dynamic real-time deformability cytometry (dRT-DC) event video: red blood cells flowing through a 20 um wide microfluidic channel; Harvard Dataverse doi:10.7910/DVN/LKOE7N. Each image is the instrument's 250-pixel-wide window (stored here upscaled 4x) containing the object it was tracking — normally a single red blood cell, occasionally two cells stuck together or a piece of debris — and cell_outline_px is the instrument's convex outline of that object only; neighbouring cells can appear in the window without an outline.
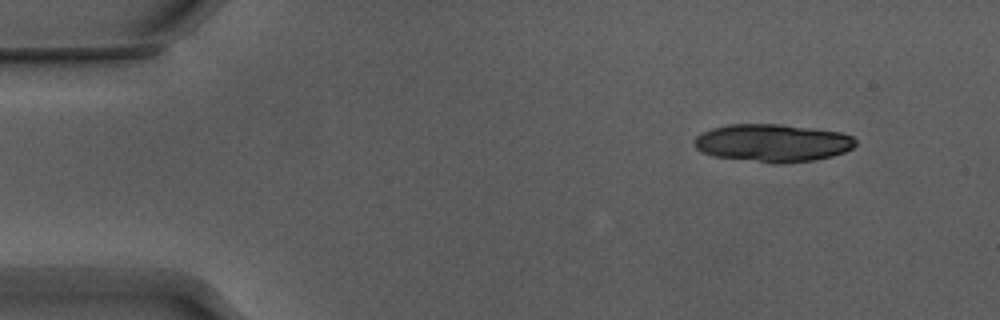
{"species": "Egyptian fruit bat (a non-hibernating species)", "species_latin": "Rousettus aegyptiacus", "temperature_condition": "warm", "stored_images_in_passage": 15, "camera_frame_rate_fps": 3000, "um_per_image_px": 0.085, "animal": {"sex": "male"}, "frame": {"image": 1, "passage_image": 1, "time_ms": 0.0, "image_size_px": [1000, 320], "cell_outline_px": [[856, 144], [852, 148], [844, 152], [832, 156], [812, 160], [780, 164], [772, 164], [716, 156], [704, 152], [696, 148], [696, 136], [712, 128], [728, 124], [784, 124], [816, 128], [844, 132], [852, 136], [856, 140]], "centroid_in_image_um": [65.74, 12.14], "position_along_channel_um": 19.3, "area_um2": 35.6}}